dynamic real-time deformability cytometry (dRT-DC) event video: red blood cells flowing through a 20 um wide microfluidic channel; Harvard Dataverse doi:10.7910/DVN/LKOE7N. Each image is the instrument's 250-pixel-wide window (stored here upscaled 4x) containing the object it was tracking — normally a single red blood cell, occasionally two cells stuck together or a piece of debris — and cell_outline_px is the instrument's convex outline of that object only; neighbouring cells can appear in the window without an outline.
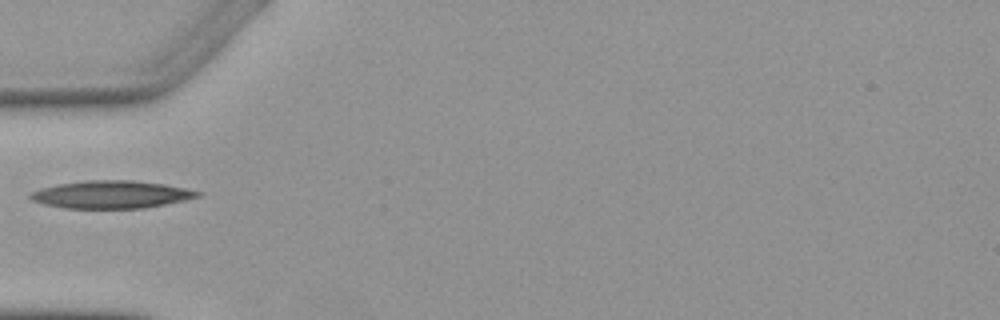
{"species": "Egyptian fruit bat (a non-hibernating species)", "species_latin": "Rousettus aegyptiacus", "temperature_condition": "warm", "stored_images_in_passage": 5, "camera_frame_rate_fps": 3000, "um_per_image_px": 0.085, "animal": {"sex": "female"}, "frame": {"image": 1, "passage_image": 5, "time_ms": 5.333, "image_size_px": [1000, 320], "cell_outline_px": [[204, 192], [200, 196], [184, 200], [144, 208], [64, 208], [44, 204], [32, 200], [28, 196], [28, 192], [40, 188], [60, 184], [88, 180], [132, 180], [164, 184]], "centroid_in_image_um": [9.43, 16.53], "position_along_channel_um": 75.6, "area_um2": 26.88}}